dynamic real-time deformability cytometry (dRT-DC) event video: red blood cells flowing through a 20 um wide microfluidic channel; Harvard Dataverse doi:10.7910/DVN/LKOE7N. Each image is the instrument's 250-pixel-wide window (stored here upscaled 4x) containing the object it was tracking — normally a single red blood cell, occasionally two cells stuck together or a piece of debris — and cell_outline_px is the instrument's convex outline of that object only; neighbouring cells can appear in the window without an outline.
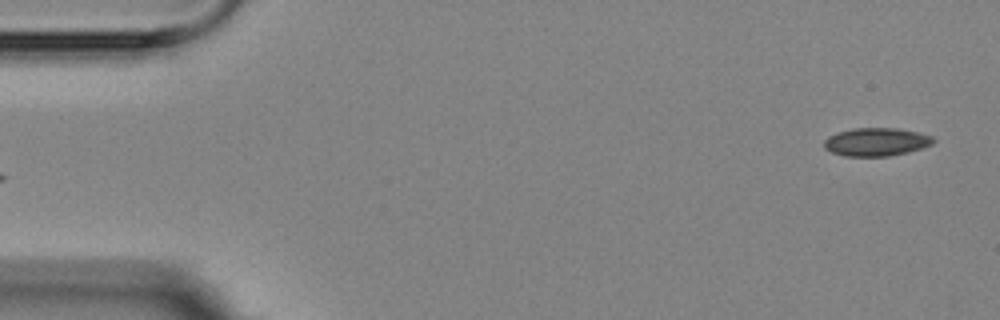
{"species": "Egyptian fruit bat (a non-hibernating species)", "species_latin": "Rousettus aegyptiacus", "temperature_condition": "room temperature", "stored_images_in_passage": 3, "segment_of_instrument_passage": [2, 2], "camera_frame_rate_fps": 3000, "um_per_image_px": 0.085, "animal": {"sex": "female"}, "frame": {"image": 1, "passage_image": 3, "time_ms": 3.0, "image_size_px": [1000, 320], "cell_outline_px": [[936, 140], [932, 144], [908, 152], [888, 156], [844, 156], [832, 152], [824, 148], [824, 140], [828, 136], [840, 132], [856, 128], [896, 128], [916, 132], [932, 136]], "centroid_in_image_um": [74.48, 12.07], "position_along_channel_um": 10.5, "area_um2": 17.74}}